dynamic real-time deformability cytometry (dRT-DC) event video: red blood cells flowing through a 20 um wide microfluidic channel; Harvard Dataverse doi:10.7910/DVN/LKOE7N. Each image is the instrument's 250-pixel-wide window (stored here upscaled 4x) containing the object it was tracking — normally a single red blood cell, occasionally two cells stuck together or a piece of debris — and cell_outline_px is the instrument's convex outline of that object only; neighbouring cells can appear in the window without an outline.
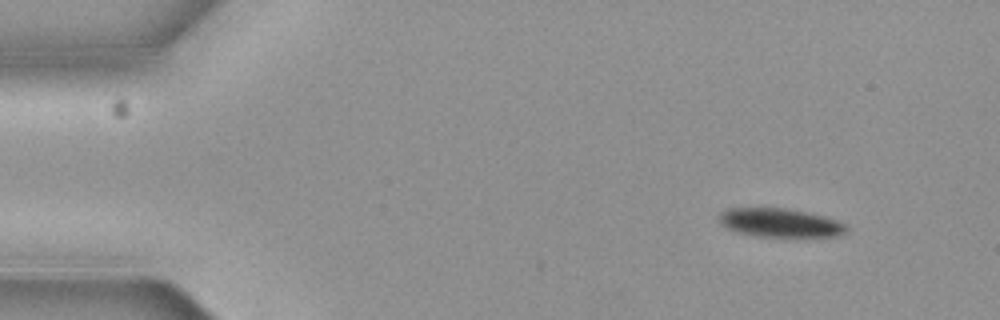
{"species": "common noctule bat (a hibernating species)", "species_latin": "Nyctalus noctula", "temperature_condition": "cold", "stored_images_in_passage": 4, "camera_frame_rate_fps": 3000, "um_per_image_px": 0.085, "animal": {"sex": "female", "body_mass_g": 19.3, "forearm_length_mm": 54.1}, "frame": {"image": 1, "passage_image": 1, "time_ms": 0.0, "image_size_px": [1000, 320], "cell_outline_px": [[848, 228], [844, 232], [836, 236], [756, 236], [736, 232], [728, 228], [720, 220], [720, 212], [728, 208], [784, 208], [824, 216], [848, 224]], "centroid_in_image_um": [66.31, 18.93], "position_along_channel_um": 18.7, "area_um2": 20.92}}